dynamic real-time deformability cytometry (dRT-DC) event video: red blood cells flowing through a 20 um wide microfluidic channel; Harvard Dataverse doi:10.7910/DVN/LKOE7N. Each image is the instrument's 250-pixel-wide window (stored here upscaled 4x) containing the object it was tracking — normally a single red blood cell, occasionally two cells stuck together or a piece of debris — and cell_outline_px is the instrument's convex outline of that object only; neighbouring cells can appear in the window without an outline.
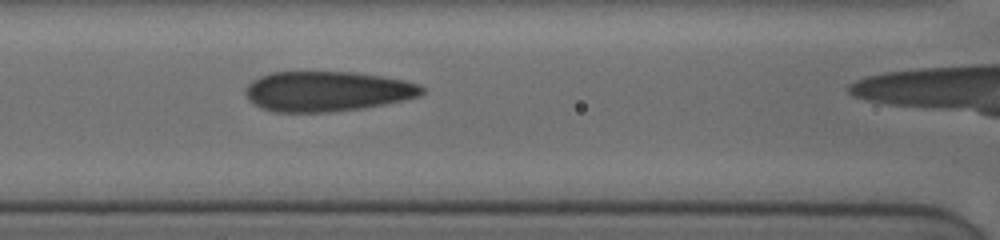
{"species": "human", "species_latin": "Homo sapiens", "temperature_condition": "cold", "stored_images_in_passage": 5, "camera_frame_rate_fps": 3000, "um_per_image_px": 0.085, "donor": {"sex": "female"}, "frame": {"image": 1, "passage_image": 4, "time_ms": 2.0, "image_size_px": [1000, 240], "cell_outline_px": [[424, 92], [420, 96], [384, 104], [360, 108], [328, 112], [276, 112], [260, 108], [252, 104], [248, 100], [244, 92], [244, 88], [252, 80], [260, 76], [272, 72], [352, 72], [384, 76], [404, 80], [420, 84], [424, 88]], "centroid_in_image_um": [27.77, 7.76], "position_along_channel_um": 138.8, "area_um2": 41.44}}